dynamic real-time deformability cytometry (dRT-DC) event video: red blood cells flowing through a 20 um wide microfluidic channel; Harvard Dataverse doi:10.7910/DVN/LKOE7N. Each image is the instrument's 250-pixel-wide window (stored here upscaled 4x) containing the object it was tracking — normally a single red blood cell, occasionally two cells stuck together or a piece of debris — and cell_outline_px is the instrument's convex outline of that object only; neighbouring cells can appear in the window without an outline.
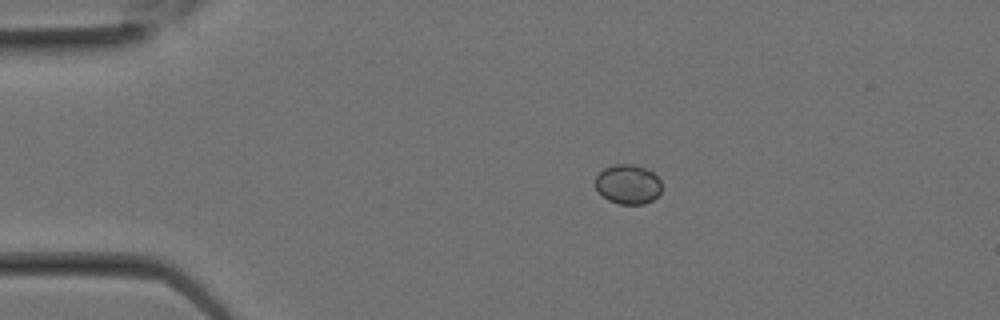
{"species": "Egyptian fruit bat (a non-hibernating species)", "species_latin": "Rousettus aegyptiacus", "temperature_condition": "room temperature", "stored_images_in_passage": 9, "camera_frame_rate_fps": 3000, "um_per_image_px": 0.085, "animal": {"sex": "female"}, "frame": {"image": 1, "passage_image": 3, "time_ms": 0.667, "image_size_px": [1000, 320], "cell_outline_px": [[660, 192], [652, 200], [644, 204], [620, 204], [608, 200], [596, 188], [596, 176], [604, 168], [612, 164], [632, 164], [648, 168], [660, 180]], "centroid_in_image_um": [53.38, 15.65], "position_along_channel_um": 31.6, "area_um2": 15.2}}
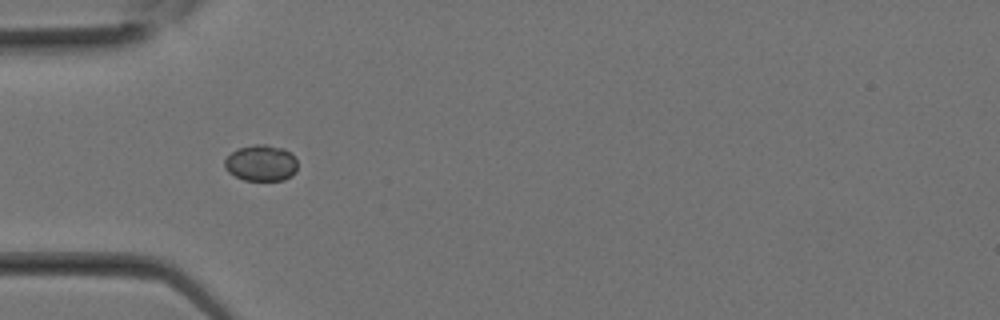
{"frame": {"image": 2, "passage_image": 6, "time_ms": 1.667, "image_size_px": [1000, 320], "cell_outline_px": [[296, 172], [292, 176], [284, 180], [244, 180], [228, 172], [224, 168], [224, 160], [232, 152], [240, 148], [252, 144], [264, 144], [284, 148], [292, 152], [296, 160]], "centroid_in_image_um": [22.21, 13.85], "position_along_channel_um": 62.8, "area_um2": 15.49}}
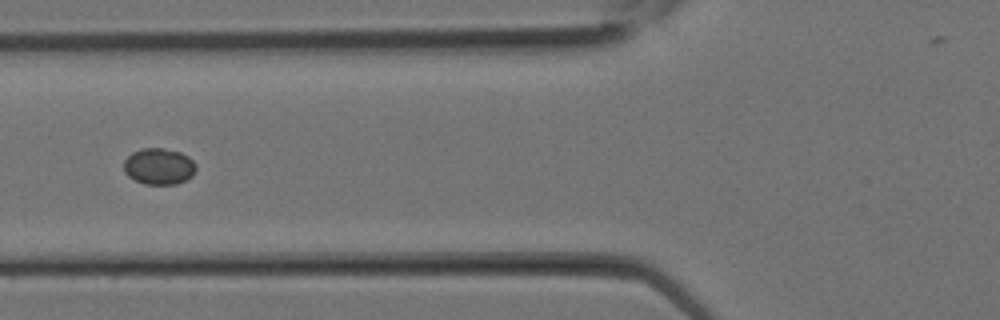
{"frame": {"image": 3, "passage_image": 8, "time_ms": 2.333, "image_size_px": [1000, 320], "cell_outline_px": [[196, 168], [192, 176], [176, 184], [144, 184], [128, 176], [124, 172], [124, 160], [132, 152], [140, 148], [164, 148], [180, 152], [188, 156], [196, 164]], "centroid_in_image_um": [13.5, 14.13], "position_along_channel_um": 112.3, "area_um2": 15.32}}